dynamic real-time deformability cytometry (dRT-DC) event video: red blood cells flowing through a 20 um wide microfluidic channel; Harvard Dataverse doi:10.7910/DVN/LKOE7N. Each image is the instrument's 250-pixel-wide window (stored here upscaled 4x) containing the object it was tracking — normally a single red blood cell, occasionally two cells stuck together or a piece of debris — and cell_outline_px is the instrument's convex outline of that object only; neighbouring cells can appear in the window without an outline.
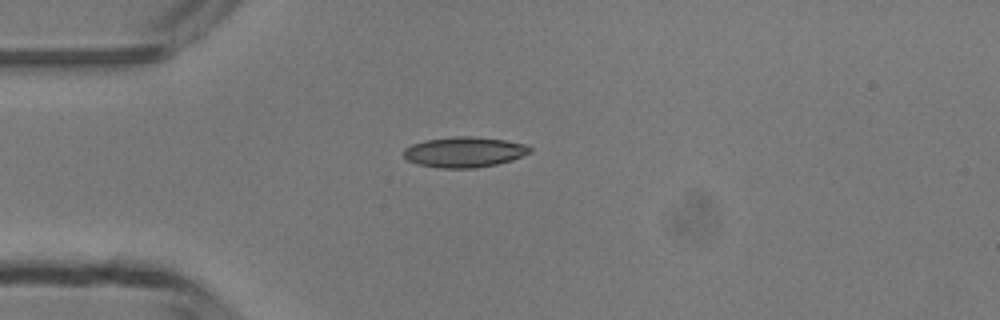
{"species": "common noctule bat (a hibernating species)", "species_latin": "Nyctalus noctula", "temperature_condition": "room temperature", "stored_images_in_passage": 1, "camera_frame_rate_fps": 3000, "um_per_image_px": 0.085, "animal": {"sex": "male", "body_mass_g": 13.3}, "frame": {"image": 1, "passage_image": 1, "time_ms": 0.0, "image_size_px": [1000, 320], "cell_outline_px": [[532, 152], [512, 160], [496, 164], [476, 168], [440, 168], [416, 164], [408, 160], [404, 156], [404, 148], [412, 144], [424, 140], [456, 136], [472, 136], [504, 140], [528, 144], [532, 148]], "centroid_in_image_um": [39.48, 12.92], "position_along_channel_um": 45.5, "area_um2": 22.54}}